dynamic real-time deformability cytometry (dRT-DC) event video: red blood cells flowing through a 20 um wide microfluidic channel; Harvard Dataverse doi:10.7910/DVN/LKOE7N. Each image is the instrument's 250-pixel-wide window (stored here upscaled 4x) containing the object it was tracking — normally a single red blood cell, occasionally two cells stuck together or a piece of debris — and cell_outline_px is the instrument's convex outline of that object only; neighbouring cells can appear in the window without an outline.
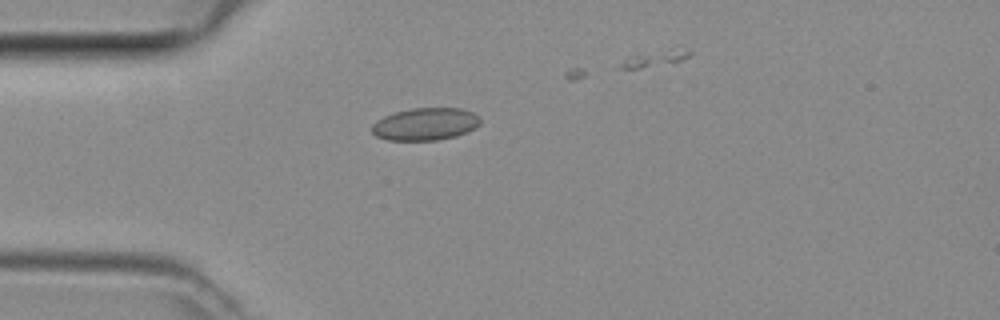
{"species": "common noctule bat (a hibernating species)", "species_latin": "Nyctalus noctula", "temperature_condition": "room temperature", "stored_images_in_passage": 5, "camera_frame_rate_fps": 3000, "um_per_image_px": 0.085, "animal": {"sex": "female", "body_mass_g": 29.2, "forearm_length_mm": 56.3}, "frame": {"image": 1, "passage_image": 3, "time_ms": 0.667, "image_size_px": [1000, 320], "cell_outline_px": [[480, 124], [476, 128], [468, 132], [456, 136], [436, 140], [388, 140], [376, 136], [372, 132], [372, 124], [376, 120], [384, 116], [396, 112], [412, 108], [460, 108], [472, 112], [480, 116]], "centroid_in_image_um": [36.17, 10.55], "position_along_channel_um": 48.8, "area_um2": 20.58}}